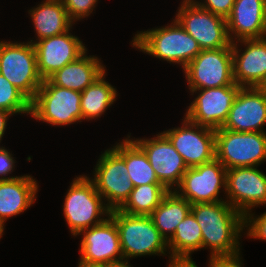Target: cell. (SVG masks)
<instances>
[{"mask_svg":"<svg viewBox=\"0 0 266 267\" xmlns=\"http://www.w3.org/2000/svg\"><path fill=\"white\" fill-rule=\"evenodd\" d=\"M202 232V249L211 250L210 259L240 256L241 232L244 216L227 201L191 205Z\"/></svg>","mask_w":266,"mask_h":267,"instance_id":"6da1fadb","label":"cell"},{"mask_svg":"<svg viewBox=\"0 0 266 267\" xmlns=\"http://www.w3.org/2000/svg\"><path fill=\"white\" fill-rule=\"evenodd\" d=\"M170 25L140 31L132 39L136 49L184 69L201 51L198 42L175 20Z\"/></svg>","mask_w":266,"mask_h":267,"instance_id":"7a4b0ae2","label":"cell"},{"mask_svg":"<svg viewBox=\"0 0 266 267\" xmlns=\"http://www.w3.org/2000/svg\"><path fill=\"white\" fill-rule=\"evenodd\" d=\"M69 187L64 198L63 213L71 234L77 236L82 230L103 222L106 219L104 215L109 216L111 210L89 176L74 178Z\"/></svg>","mask_w":266,"mask_h":267,"instance_id":"3957f363","label":"cell"},{"mask_svg":"<svg viewBox=\"0 0 266 267\" xmlns=\"http://www.w3.org/2000/svg\"><path fill=\"white\" fill-rule=\"evenodd\" d=\"M121 244L124 261L145 255H166L167 241L161 236L150 216L129 215L111 210ZM160 254V255H159Z\"/></svg>","mask_w":266,"mask_h":267,"instance_id":"277c9868","label":"cell"},{"mask_svg":"<svg viewBox=\"0 0 266 267\" xmlns=\"http://www.w3.org/2000/svg\"><path fill=\"white\" fill-rule=\"evenodd\" d=\"M0 74L32 101L43 82L34 44L0 41Z\"/></svg>","mask_w":266,"mask_h":267,"instance_id":"5b68a950","label":"cell"},{"mask_svg":"<svg viewBox=\"0 0 266 267\" xmlns=\"http://www.w3.org/2000/svg\"><path fill=\"white\" fill-rule=\"evenodd\" d=\"M30 116L53 126L82 122L81 92L59 87L45 79L31 101Z\"/></svg>","mask_w":266,"mask_h":267,"instance_id":"8992f818","label":"cell"},{"mask_svg":"<svg viewBox=\"0 0 266 267\" xmlns=\"http://www.w3.org/2000/svg\"><path fill=\"white\" fill-rule=\"evenodd\" d=\"M216 159L226 169L258 167L266 161V132L215 130Z\"/></svg>","mask_w":266,"mask_h":267,"instance_id":"52a82bcc","label":"cell"},{"mask_svg":"<svg viewBox=\"0 0 266 267\" xmlns=\"http://www.w3.org/2000/svg\"><path fill=\"white\" fill-rule=\"evenodd\" d=\"M183 72L189 90L216 88L236 84L233 79L231 47L202 50Z\"/></svg>","mask_w":266,"mask_h":267,"instance_id":"ba28073f","label":"cell"},{"mask_svg":"<svg viewBox=\"0 0 266 267\" xmlns=\"http://www.w3.org/2000/svg\"><path fill=\"white\" fill-rule=\"evenodd\" d=\"M175 20L192 36L202 50L231 47L226 19L193 2H181Z\"/></svg>","mask_w":266,"mask_h":267,"instance_id":"9c48e42d","label":"cell"},{"mask_svg":"<svg viewBox=\"0 0 266 267\" xmlns=\"http://www.w3.org/2000/svg\"><path fill=\"white\" fill-rule=\"evenodd\" d=\"M89 178L110 210L119 209L134 189L125 160L111 147L101 154Z\"/></svg>","mask_w":266,"mask_h":267,"instance_id":"30bf717a","label":"cell"},{"mask_svg":"<svg viewBox=\"0 0 266 267\" xmlns=\"http://www.w3.org/2000/svg\"><path fill=\"white\" fill-rule=\"evenodd\" d=\"M241 88L240 85L234 84L190 90L192 95L194 93L198 94V92L199 94L188 106L185 117L202 127L213 130L222 128Z\"/></svg>","mask_w":266,"mask_h":267,"instance_id":"8fae6325","label":"cell"},{"mask_svg":"<svg viewBox=\"0 0 266 267\" xmlns=\"http://www.w3.org/2000/svg\"><path fill=\"white\" fill-rule=\"evenodd\" d=\"M226 172L227 169L216 158L209 163L190 167L174 191L191 205L226 201L218 198L221 188L226 190Z\"/></svg>","mask_w":266,"mask_h":267,"instance_id":"7c38bea8","label":"cell"},{"mask_svg":"<svg viewBox=\"0 0 266 267\" xmlns=\"http://www.w3.org/2000/svg\"><path fill=\"white\" fill-rule=\"evenodd\" d=\"M181 127L162 133L183 157L187 167L209 163L216 158L215 130L192 123L184 117Z\"/></svg>","mask_w":266,"mask_h":267,"instance_id":"4fadbf2b","label":"cell"},{"mask_svg":"<svg viewBox=\"0 0 266 267\" xmlns=\"http://www.w3.org/2000/svg\"><path fill=\"white\" fill-rule=\"evenodd\" d=\"M226 200L245 216L256 206L266 205V174L257 167L227 169Z\"/></svg>","mask_w":266,"mask_h":267,"instance_id":"5bb4252c","label":"cell"},{"mask_svg":"<svg viewBox=\"0 0 266 267\" xmlns=\"http://www.w3.org/2000/svg\"><path fill=\"white\" fill-rule=\"evenodd\" d=\"M79 263L113 265L124 260L119 232L109 215L98 225L82 230Z\"/></svg>","mask_w":266,"mask_h":267,"instance_id":"9a60e30c","label":"cell"},{"mask_svg":"<svg viewBox=\"0 0 266 267\" xmlns=\"http://www.w3.org/2000/svg\"><path fill=\"white\" fill-rule=\"evenodd\" d=\"M134 141L147 155L160 184L168 191L176 190L188 167L169 139L159 133L154 138H134Z\"/></svg>","mask_w":266,"mask_h":267,"instance_id":"2e32d148","label":"cell"},{"mask_svg":"<svg viewBox=\"0 0 266 267\" xmlns=\"http://www.w3.org/2000/svg\"><path fill=\"white\" fill-rule=\"evenodd\" d=\"M29 42L34 44L37 69L43 80L48 79L57 70L77 60L88 51L81 39L73 36L70 30L61 35Z\"/></svg>","mask_w":266,"mask_h":267,"instance_id":"e0dca14e","label":"cell"},{"mask_svg":"<svg viewBox=\"0 0 266 267\" xmlns=\"http://www.w3.org/2000/svg\"><path fill=\"white\" fill-rule=\"evenodd\" d=\"M266 96L257 87H242L222 128L237 132H265Z\"/></svg>","mask_w":266,"mask_h":267,"instance_id":"ac0fdd59","label":"cell"},{"mask_svg":"<svg viewBox=\"0 0 266 267\" xmlns=\"http://www.w3.org/2000/svg\"><path fill=\"white\" fill-rule=\"evenodd\" d=\"M239 42L245 45L244 50L239 49ZM231 49L234 82L241 87H257L266 77V37L235 41Z\"/></svg>","mask_w":266,"mask_h":267,"instance_id":"d6986e66","label":"cell"},{"mask_svg":"<svg viewBox=\"0 0 266 267\" xmlns=\"http://www.w3.org/2000/svg\"><path fill=\"white\" fill-rule=\"evenodd\" d=\"M231 43L266 37V0H235L226 19ZM234 35V36H233Z\"/></svg>","mask_w":266,"mask_h":267,"instance_id":"ffe728a7","label":"cell"},{"mask_svg":"<svg viewBox=\"0 0 266 267\" xmlns=\"http://www.w3.org/2000/svg\"><path fill=\"white\" fill-rule=\"evenodd\" d=\"M38 184L30 175L0 180V226L23 213L36 201Z\"/></svg>","mask_w":266,"mask_h":267,"instance_id":"44dd1931","label":"cell"},{"mask_svg":"<svg viewBox=\"0 0 266 267\" xmlns=\"http://www.w3.org/2000/svg\"><path fill=\"white\" fill-rule=\"evenodd\" d=\"M100 61L98 57L87 56L85 52L48 79L59 87L82 92L105 72V66Z\"/></svg>","mask_w":266,"mask_h":267,"instance_id":"7402d4cb","label":"cell"},{"mask_svg":"<svg viewBox=\"0 0 266 267\" xmlns=\"http://www.w3.org/2000/svg\"><path fill=\"white\" fill-rule=\"evenodd\" d=\"M28 12L37 35L36 41L66 33L74 25L62 0H44Z\"/></svg>","mask_w":266,"mask_h":267,"instance_id":"603a6c76","label":"cell"},{"mask_svg":"<svg viewBox=\"0 0 266 267\" xmlns=\"http://www.w3.org/2000/svg\"><path fill=\"white\" fill-rule=\"evenodd\" d=\"M191 212V203L175 191H169L160 205L149 215L161 236L168 242L177 225Z\"/></svg>","mask_w":266,"mask_h":267,"instance_id":"cb8c5ba5","label":"cell"},{"mask_svg":"<svg viewBox=\"0 0 266 267\" xmlns=\"http://www.w3.org/2000/svg\"><path fill=\"white\" fill-rule=\"evenodd\" d=\"M113 149L125 160L127 175L134 187L160 183L147 155L133 139H130V135L116 143Z\"/></svg>","mask_w":266,"mask_h":267,"instance_id":"d4e9b609","label":"cell"},{"mask_svg":"<svg viewBox=\"0 0 266 267\" xmlns=\"http://www.w3.org/2000/svg\"><path fill=\"white\" fill-rule=\"evenodd\" d=\"M169 259L191 260L194 251L202 249V232L194 215L190 212L182 222L177 225L172 238L167 242Z\"/></svg>","mask_w":266,"mask_h":267,"instance_id":"484cf974","label":"cell"},{"mask_svg":"<svg viewBox=\"0 0 266 267\" xmlns=\"http://www.w3.org/2000/svg\"><path fill=\"white\" fill-rule=\"evenodd\" d=\"M106 71L81 92L82 120L97 119L116 101L117 91L105 80Z\"/></svg>","mask_w":266,"mask_h":267,"instance_id":"4316f807","label":"cell"},{"mask_svg":"<svg viewBox=\"0 0 266 267\" xmlns=\"http://www.w3.org/2000/svg\"><path fill=\"white\" fill-rule=\"evenodd\" d=\"M169 191L160 183L135 186L128 199L118 209L129 215L149 216Z\"/></svg>","mask_w":266,"mask_h":267,"instance_id":"83f0119b","label":"cell"},{"mask_svg":"<svg viewBox=\"0 0 266 267\" xmlns=\"http://www.w3.org/2000/svg\"><path fill=\"white\" fill-rule=\"evenodd\" d=\"M0 109L31 115V101L0 74Z\"/></svg>","mask_w":266,"mask_h":267,"instance_id":"f1b7e54d","label":"cell"},{"mask_svg":"<svg viewBox=\"0 0 266 267\" xmlns=\"http://www.w3.org/2000/svg\"><path fill=\"white\" fill-rule=\"evenodd\" d=\"M67 15L74 23L88 17L94 10L98 0H62Z\"/></svg>","mask_w":266,"mask_h":267,"instance_id":"f546056e","label":"cell"},{"mask_svg":"<svg viewBox=\"0 0 266 267\" xmlns=\"http://www.w3.org/2000/svg\"><path fill=\"white\" fill-rule=\"evenodd\" d=\"M247 213L244 216V229L247 230L246 236L254 239L266 240V212L260 216ZM246 227V228H245Z\"/></svg>","mask_w":266,"mask_h":267,"instance_id":"4dcf8cb0","label":"cell"},{"mask_svg":"<svg viewBox=\"0 0 266 267\" xmlns=\"http://www.w3.org/2000/svg\"><path fill=\"white\" fill-rule=\"evenodd\" d=\"M183 2H193L195 5L219 15L225 19L230 15L235 0H204L203 2L196 0H183Z\"/></svg>","mask_w":266,"mask_h":267,"instance_id":"1f68e13d","label":"cell"},{"mask_svg":"<svg viewBox=\"0 0 266 267\" xmlns=\"http://www.w3.org/2000/svg\"><path fill=\"white\" fill-rule=\"evenodd\" d=\"M15 159L5 147L0 146V180L3 179H12L18 176H11L8 174H11V172L14 171V166H15Z\"/></svg>","mask_w":266,"mask_h":267,"instance_id":"d6a6232c","label":"cell"},{"mask_svg":"<svg viewBox=\"0 0 266 267\" xmlns=\"http://www.w3.org/2000/svg\"><path fill=\"white\" fill-rule=\"evenodd\" d=\"M241 257L235 258H215L209 260L208 267H243Z\"/></svg>","mask_w":266,"mask_h":267,"instance_id":"836d02e7","label":"cell"},{"mask_svg":"<svg viewBox=\"0 0 266 267\" xmlns=\"http://www.w3.org/2000/svg\"><path fill=\"white\" fill-rule=\"evenodd\" d=\"M13 114L0 109V142L2 141V137L5 133L6 126H7V120H9V117L12 116Z\"/></svg>","mask_w":266,"mask_h":267,"instance_id":"e575fe53","label":"cell"},{"mask_svg":"<svg viewBox=\"0 0 266 267\" xmlns=\"http://www.w3.org/2000/svg\"><path fill=\"white\" fill-rule=\"evenodd\" d=\"M168 267H197L195 261L191 260H172Z\"/></svg>","mask_w":266,"mask_h":267,"instance_id":"d590c367","label":"cell"},{"mask_svg":"<svg viewBox=\"0 0 266 267\" xmlns=\"http://www.w3.org/2000/svg\"><path fill=\"white\" fill-rule=\"evenodd\" d=\"M78 267H111V265L78 263Z\"/></svg>","mask_w":266,"mask_h":267,"instance_id":"8d00e7d4","label":"cell"},{"mask_svg":"<svg viewBox=\"0 0 266 267\" xmlns=\"http://www.w3.org/2000/svg\"><path fill=\"white\" fill-rule=\"evenodd\" d=\"M257 88L266 96V77L261 81Z\"/></svg>","mask_w":266,"mask_h":267,"instance_id":"74e56055","label":"cell"},{"mask_svg":"<svg viewBox=\"0 0 266 267\" xmlns=\"http://www.w3.org/2000/svg\"><path fill=\"white\" fill-rule=\"evenodd\" d=\"M111 267H131V265H129L128 261H122L111 265Z\"/></svg>","mask_w":266,"mask_h":267,"instance_id":"f35d334b","label":"cell"},{"mask_svg":"<svg viewBox=\"0 0 266 267\" xmlns=\"http://www.w3.org/2000/svg\"><path fill=\"white\" fill-rule=\"evenodd\" d=\"M4 229L0 226V238L2 237Z\"/></svg>","mask_w":266,"mask_h":267,"instance_id":"ab89813d","label":"cell"}]
</instances>
